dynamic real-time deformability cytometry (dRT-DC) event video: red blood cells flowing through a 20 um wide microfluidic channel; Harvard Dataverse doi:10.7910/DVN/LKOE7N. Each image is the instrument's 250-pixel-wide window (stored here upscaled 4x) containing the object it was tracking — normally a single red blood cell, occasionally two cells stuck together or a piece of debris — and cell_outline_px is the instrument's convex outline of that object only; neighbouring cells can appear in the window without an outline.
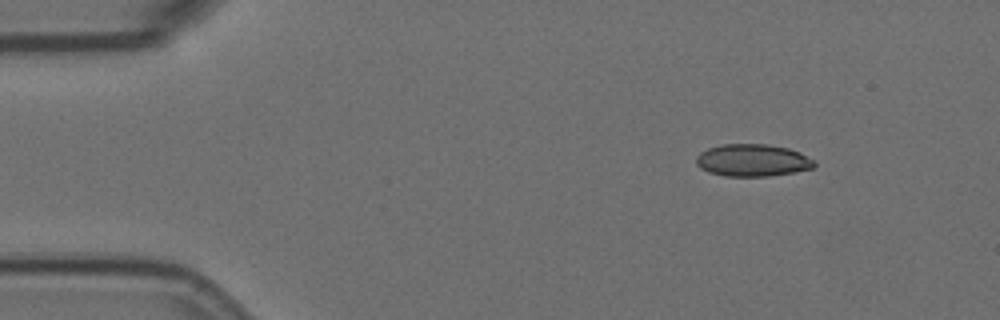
{"species": "Egyptian fruit bat (a non-hibernating species)", "species_latin": "Rousettus aegyptiacus", "temperature_condition": "room temperature", "stored_images_in_passage": 5, "segment_of_instrument_passage": [1, 2], "camera_frame_rate_fps": 3000, "um_per_image_px": 0.085, "animal": {"sex": "female"}, "frame": {"image": 1, "passage_image": 2, "time_ms": 0.333, "image_size_px": [1000, 320], "cell_outline_px": [[816, 164], [812, 168], [792, 172], [768, 176], [724, 176], [708, 172], [700, 168], [696, 164], [696, 156], [700, 152], [708, 148], [720, 144], [768, 144], [788, 148], [800, 152], [812, 160]], "centroid_in_image_um": [63.91, 13.62], "position_along_channel_um": 21.1, "area_um2": 22.2}}